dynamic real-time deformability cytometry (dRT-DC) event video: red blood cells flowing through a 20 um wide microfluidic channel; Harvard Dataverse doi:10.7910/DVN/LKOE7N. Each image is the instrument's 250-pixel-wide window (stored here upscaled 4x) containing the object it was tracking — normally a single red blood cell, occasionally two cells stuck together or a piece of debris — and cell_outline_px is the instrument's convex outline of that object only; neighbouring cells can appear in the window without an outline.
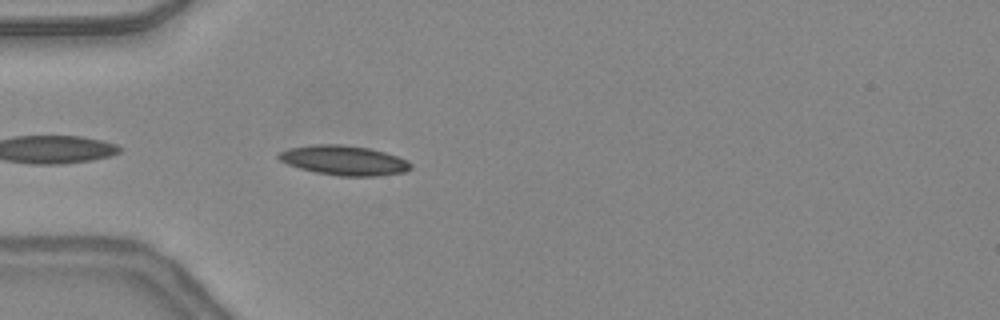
{"species": "common noctule bat (a hibernating species)", "species_latin": "Nyctalus noctula", "temperature_condition": "warm", "stored_images_in_passage": 9, "camera_frame_rate_fps": 3000, "um_per_image_px": 0.085, "animal": {"sex": "female", "body_mass_g": 24.6, "forearm_length_mm": 56.2}, "frame": {"image": 1, "passage_image": 2, "time_ms": 0.333, "image_size_px": [1000, 320], "cell_outline_px": [[412, 168], [404, 172], [376, 176], [340, 176], [316, 172], [300, 168], [288, 164], [280, 160], [276, 156], [280, 152], [288, 148], [316, 144], [340, 144], [368, 148], [384, 152], [396, 156], [412, 164]], "centroid_in_image_um": [29.22, 13.63], "position_along_channel_um": 55.8, "area_um2": 22.6}}
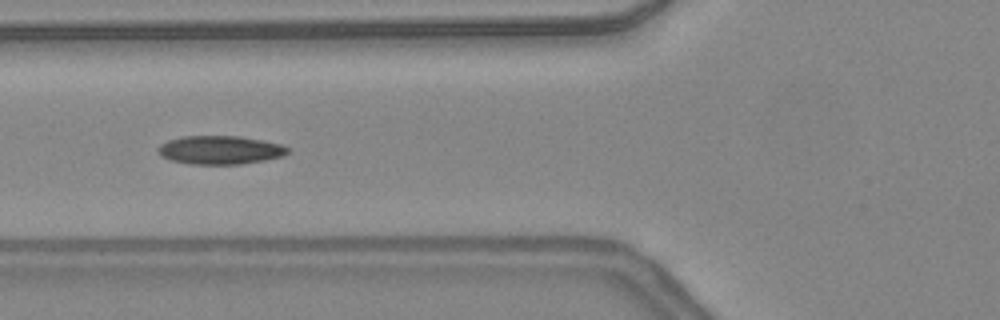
{"frame": {"image": 2, "passage_image": 6, "time_ms": 1.667, "image_size_px": [1000, 320], "cell_outline_px": [[288, 152], [284, 156], [264, 160], [240, 164], [192, 164], [172, 160], [160, 156], [160, 144], [168, 140], [184, 136], [240, 136], [280, 144], [288, 148]], "centroid_in_image_um": [18.72, 12.75], "position_along_channel_um": 107.1, "area_um2": 21.27}}